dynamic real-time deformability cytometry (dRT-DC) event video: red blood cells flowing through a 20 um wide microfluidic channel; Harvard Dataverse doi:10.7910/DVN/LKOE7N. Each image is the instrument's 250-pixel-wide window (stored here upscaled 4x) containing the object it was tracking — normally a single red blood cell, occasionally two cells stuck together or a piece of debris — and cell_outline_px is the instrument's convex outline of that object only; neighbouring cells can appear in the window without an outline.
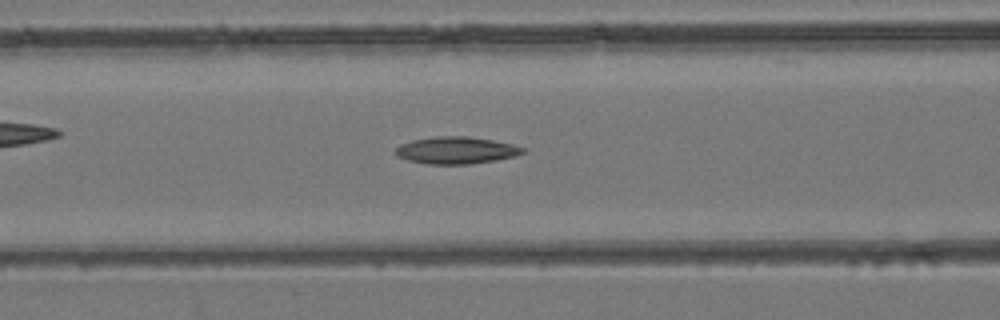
{"species": "common noctule bat (a hibernating species)", "species_latin": "Nyctalus noctula", "temperature_condition": "room temperature", "stored_images_in_passage": 25, "camera_frame_rate_fps": 3000, "um_per_image_px": 0.085, "animal": {"sex": "female", "body_mass_g": 24.6, "forearm_length_mm": 56.2}, "frame": {"image": 1, "passage_image": 18, "time_ms": 5.667, "image_size_px": [1000, 320], "cell_outline_px": [[524, 152], [516, 156], [496, 160], [468, 164], [428, 164], [408, 160], [396, 156], [396, 148], [400, 144], [412, 140], [436, 136], [468, 136], [492, 140], [512, 144], [524, 148]], "centroid_in_image_um": [38.76, 12.77], "position_along_channel_um": 127.8, "area_um2": 20.0}}
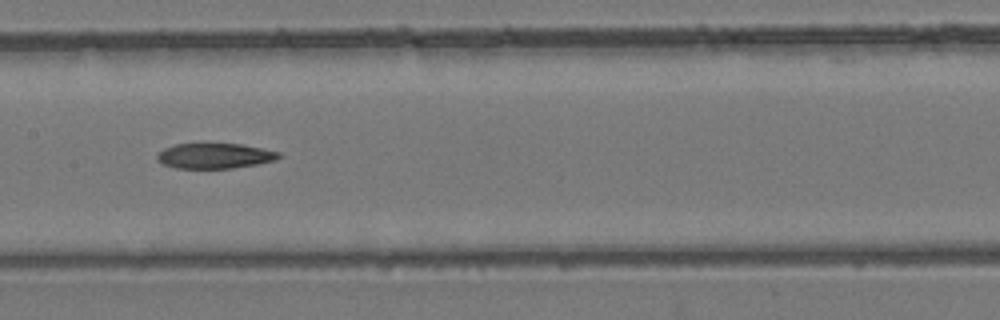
{"frame": {"image": 2, "passage_image": 22, "time_ms": 7.0, "image_size_px": [1000, 320], "cell_outline_px": [[280, 156], [276, 160], [256, 164], [232, 168], [176, 168], [164, 164], [156, 160], [156, 156], [164, 148], [176, 144], [240, 144], [280, 152]], "centroid_in_image_um": [18.23, 13.25], "position_along_channel_um": 189.2, "area_um2": 17.69}}
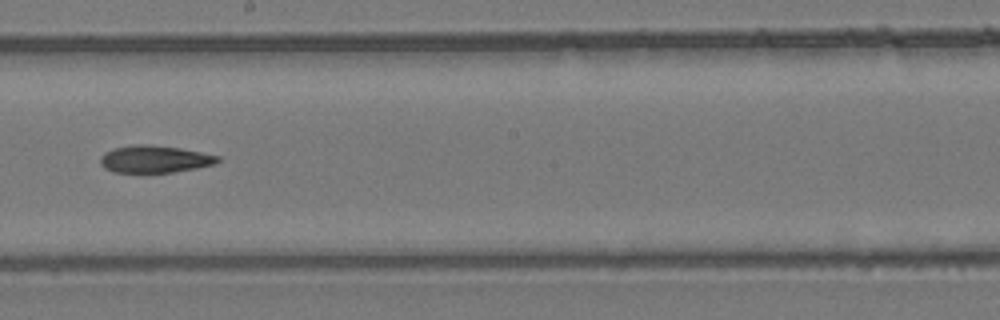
{"frame": {"image": 3, "passage_image": 25, "time_ms": 8.0, "image_size_px": [1000, 320], "cell_outline_px": [[220, 160], [216, 164], [196, 168], [172, 172], [112, 172], [104, 168], [100, 164], [100, 156], [104, 152], [112, 148], [132, 144], [148, 144], [180, 148], [220, 156]], "centroid_in_image_um": [13.11, 13.51], "position_along_channel_um": 235.1, "area_um2": 18.79}}